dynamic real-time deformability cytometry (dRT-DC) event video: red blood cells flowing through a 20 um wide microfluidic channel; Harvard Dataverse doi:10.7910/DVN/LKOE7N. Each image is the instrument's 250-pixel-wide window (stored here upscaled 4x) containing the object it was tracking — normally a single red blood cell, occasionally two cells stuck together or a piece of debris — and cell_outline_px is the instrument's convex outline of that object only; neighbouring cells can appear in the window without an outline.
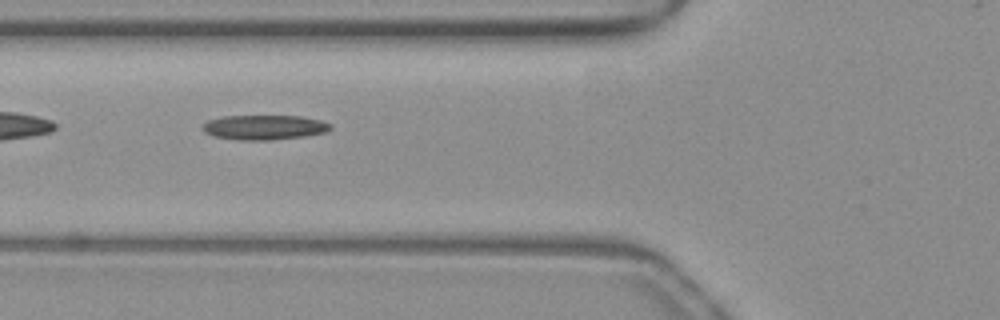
{"species": "common noctule bat (a hibernating species)", "species_latin": "Nyctalus noctula", "temperature_condition": "warm", "stored_images_in_passage": 34, "camera_frame_rate_fps": 3000, "um_per_image_px": 0.085, "animal": {"sex": "female", "body_mass_g": 19.3, "forearm_length_mm": 54.1}, "frame": {"image": 1, "passage_image": 3, "time_ms": 0.667, "image_size_px": [1000, 320], "cell_outline_px": [[332, 128], [324, 132], [304, 136], [272, 140], [236, 140], [212, 136], [204, 132], [200, 128], [208, 120], [224, 116], [300, 116], [320, 120], [332, 124]], "centroid_in_image_um": [22.42, 10.83], "position_along_channel_um": 103.4, "area_um2": 18.5}}
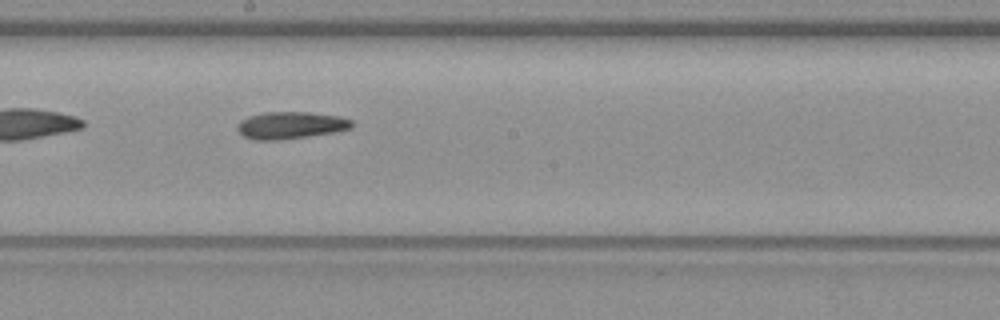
{"frame": {"image": 2, "passage_image": 12, "time_ms": 3.667, "image_size_px": [1000, 320], "cell_outline_px": [[352, 128], [336, 132], [280, 140], [252, 140], [244, 136], [236, 128], [240, 120], [248, 116], [264, 112], [308, 112], [340, 116], [352, 120]], "centroid_in_image_um": [24.7, 10.65], "position_along_channel_um": 223.5, "area_um2": 18.21}}
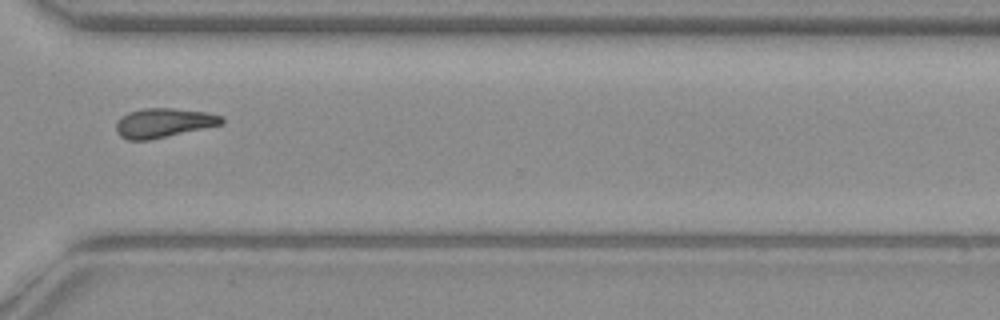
{"frame": {"image": 3, "passage_image": 22, "time_ms": 7.0, "image_size_px": [1000, 320], "cell_outline_px": [[224, 124], [152, 140], [128, 140], [120, 136], [116, 132], [116, 124], [120, 116], [128, 112], [144, 108], [172, 108], [208, 112], [224, 116]], "centroid_in_image_um": [13.92, 10.45], "position_along_channel_um": 356.7, "area_um2": 18.38}}